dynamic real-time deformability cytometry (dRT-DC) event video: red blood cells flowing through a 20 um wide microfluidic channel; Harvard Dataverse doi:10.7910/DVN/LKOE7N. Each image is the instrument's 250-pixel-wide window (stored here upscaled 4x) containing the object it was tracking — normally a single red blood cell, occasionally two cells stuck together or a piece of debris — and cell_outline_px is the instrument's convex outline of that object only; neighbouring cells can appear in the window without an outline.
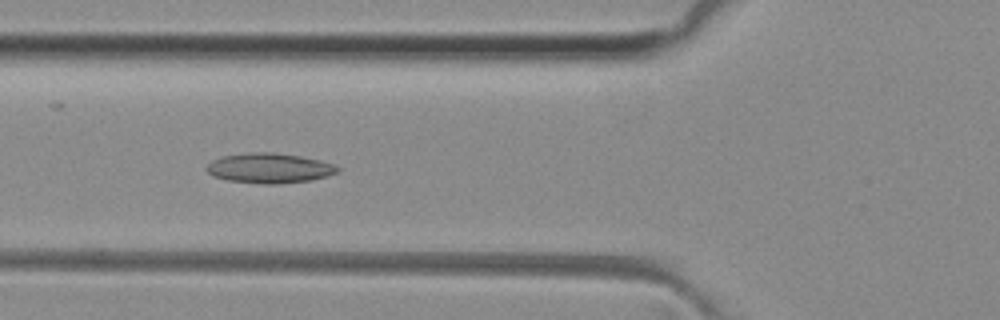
{"species": "common noctule bat (a hibernating species)", "species_latin": "Nyctalus noctula", "temperature_condition": "room temperature", "stored_images_in_passage": 15, "camera_frame_rate_fps": 3000, "um_per_image_px": 0.085, "animal": {"sex": "female", "body_mass_g": 29.2, "forearm_length_mm": 56.3}, "frame": {"image": 1, "passage_image": 9, "time_ms": 2.667, "image_size_px": [1000, 320], "cell_outline_px": [[340, 172], [312, 180], [276, 184], [264, 184], [228, 180], [212, 176], [204, 168], [212, 160], [224, 156], [248, 152], [272, 152], [300, 156], [320, 160], [336, 164], [340, 168]], "centroid_in_image_um": [22.92, 14.29], "position_along_channel_um": 102.9, "area_um2": 23.0}}
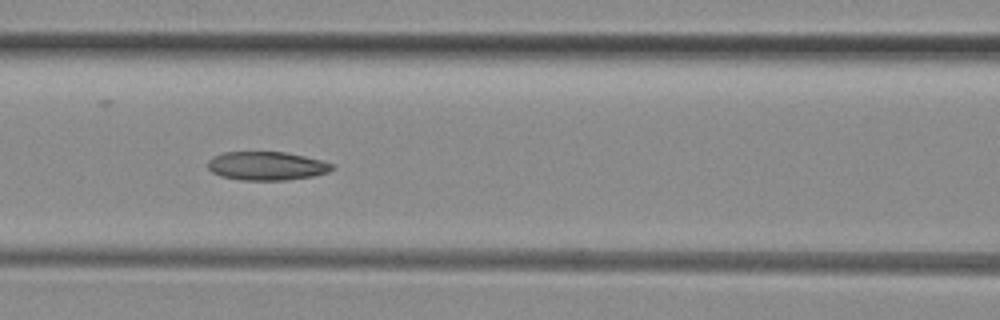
{"frame": {"image": 2, "passage_image": 12, "time_ms": 3.667, "image_size_px": [1000, 320], "cell_outline_px": [[336, 164], [328, 172], [312, 176], [288, 180], [240, 180], [220, 176], [212, 172], [208, 168], [208, 160], [212, 156], [224, 152], [284, 152], [304, 156]], "centroid_in_image_um": [22.64, 14.1], "position_along_channel_um": 144.0, "area_um2": 20.75}}